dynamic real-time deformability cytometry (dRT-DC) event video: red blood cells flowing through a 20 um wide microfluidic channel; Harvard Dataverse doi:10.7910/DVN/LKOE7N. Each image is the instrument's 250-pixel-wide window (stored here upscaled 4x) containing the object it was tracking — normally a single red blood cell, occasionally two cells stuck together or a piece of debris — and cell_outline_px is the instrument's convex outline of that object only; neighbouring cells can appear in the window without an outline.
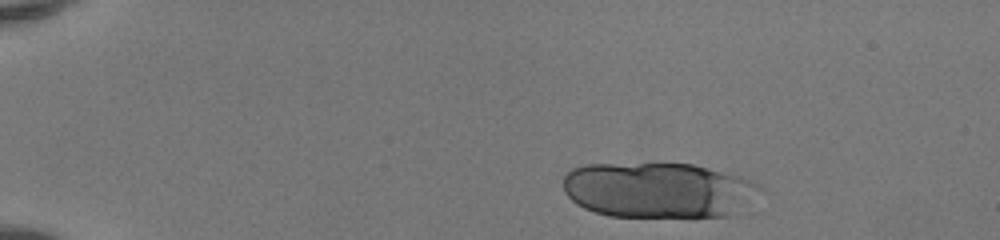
{"species": "human", "species_latin": "Homo sapiens", "temperature_condition": "room temperature", "stored_images_in_passage": 25, "camera_frame_rate_fps": 3000, "um_per_image_px": 0.085, "donor": {"sex": "female"}, "frame": {"image": 1, "passage_image": 3, "time_ms": 0.667, "image_size_px": [1000, 240], "cell_outline_px": [[764, 192], [728, 216], [608, 216], [584, 208], [576, 204], [564, 192], [564, 172], [572, 168], [584, 164], [692, 164], [740, 176], [752, 180]], "centroid_in_image_um": [55.92, 16.15], "position_along_channel_um": 29.1, "area_um2": 63.46}}
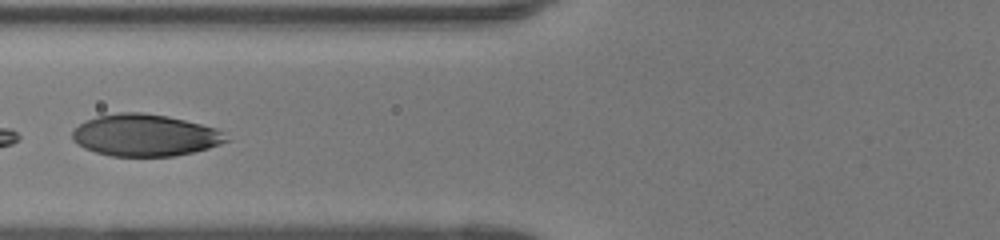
{"frame": {"image": 2, "passage_image": 17, "time_ms": 5.333, "image_size_px": [1000, 240], "cell_outline_px": [[232, 140], [208, 148], [176, 156], [112, 156], [96, 152], [84, 148], [76, 144], [72, 140], [72, 132], [80, 124], [96, 116], [120, 112], [140, 112], [168, 116], [216, 128], [224, 132]], "centroid_in_image_um": [12.34, 11.5], "position_along_channel_um": 113.5, "area_um2": 37.63}}